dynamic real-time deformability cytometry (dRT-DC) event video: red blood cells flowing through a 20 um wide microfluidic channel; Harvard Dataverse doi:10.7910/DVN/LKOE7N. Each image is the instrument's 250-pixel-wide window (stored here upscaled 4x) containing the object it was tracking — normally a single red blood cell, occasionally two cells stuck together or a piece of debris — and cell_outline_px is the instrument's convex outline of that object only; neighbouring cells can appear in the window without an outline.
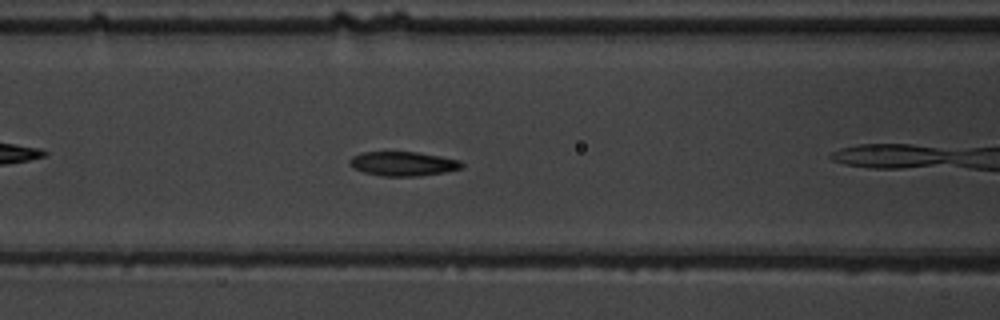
{"species": "common noctule bat (a hibernating species)", "species_latin": "Nyctalus noctula", "temperature_condition": "warm", "stored_images_in_passage": 40, "camera_frame_rate_fps": 3000, "um_per_image_px": 0.085, "animal": {"sex": "male", "body_mass_g": 19.5, "forearm_length_mm": 54.6}, "frame": {"image": 1, "passage_image": 7, "time_ms": 2.0, "image_size_px": [1000, 320], "cell_outline_px": [[464, 168], [444, 172], [420, 176], [380, 176], [364, 172], [352, 168], [348, 164], [348, 160], [352, 156], [360, 152], [416, 152], [440, 156], [460, 160], [464, 164]], "centroid_in_image_um": [34.24, 13.92], "position_along_channel_um": 132.4, "area_um2": 16.07}, "authors_computed_cell_mechanics": {"area_um2": 16.1262, "velocity_mm_per_s": 3.6498, "shape_relaxation_time_tau1_ms": 2.2334, "shape_relaxation_time_tau2_ms": 1.704, "deformation_change_tau1": 0.0956, "deformation_change_tau2": 0.0582}}